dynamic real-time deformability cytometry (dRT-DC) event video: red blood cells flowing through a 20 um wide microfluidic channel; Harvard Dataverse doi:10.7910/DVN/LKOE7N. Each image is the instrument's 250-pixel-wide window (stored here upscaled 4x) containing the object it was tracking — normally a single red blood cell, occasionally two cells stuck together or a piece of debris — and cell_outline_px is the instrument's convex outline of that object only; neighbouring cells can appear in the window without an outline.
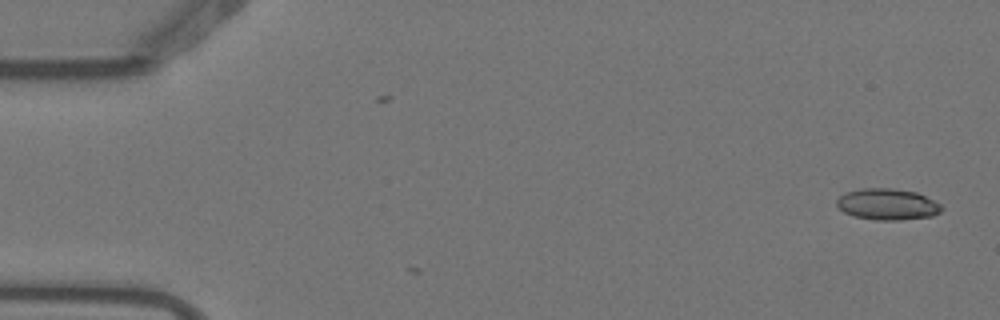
{"species": "Egyptian fruit bat (a non-hibernating species)", "species_latin": "Rousettus aegyptiacus", "temperature_condition": "warm", "stored_images_in_passage": 2, "camera_frame_rate_fps": 3000, "um_per_image_px": 0.085, "animal": {"sex": "female"}, "frame": {"image": 1, "passage_image": 2, "time_ms": 0.333, "image_size_px": [1000, 320], "cell_outline_px": [[944, 208], [940, 212], [932, 216], [900, 220], [876, 220], [852, 216], [844, 212], [836, 204], [836, 200], [844, 192], [860, 188], [892, 188], [916, 192], [940, 204]], "centroid_in_image_um": [75.4, 17.36], "position_along_channel_um": 9.6, "area_um2": 19.19}}